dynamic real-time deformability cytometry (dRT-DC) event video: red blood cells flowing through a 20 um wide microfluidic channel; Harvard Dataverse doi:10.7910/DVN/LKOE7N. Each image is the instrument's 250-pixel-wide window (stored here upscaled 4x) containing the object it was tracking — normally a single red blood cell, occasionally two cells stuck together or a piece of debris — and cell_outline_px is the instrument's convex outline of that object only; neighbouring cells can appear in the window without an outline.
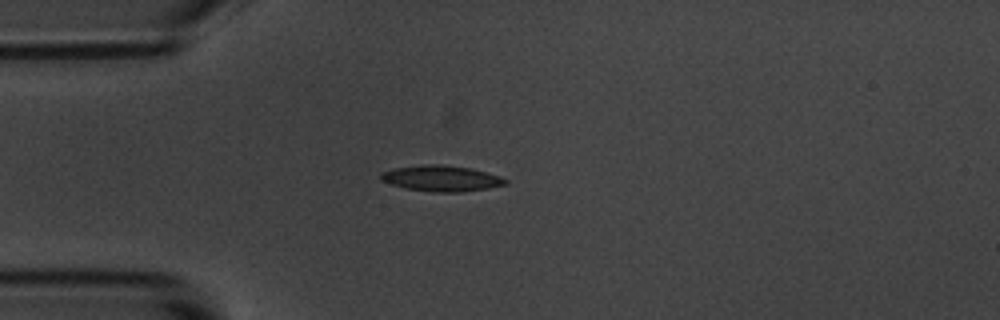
{"species": "common noctule bat (a hibernating species)", "species_latin": "Nyctalus noctula", "temperature_condition": "room temperature", "stored_images_in_passage": 6, "camera_frame_rate_fps": 3000, "um_per_image_px": 0.085, "animal": {"sex": "male", "body_mass_g": 20.1, "forearm_length_mm": 53.5}, "frame": {"image": 1, "passage_image": 4, "time_ms": 3.667, "image_size_px": [1000, 320], "cell_outline_px": [[508, 184], [488, 188], [460, 192], [432, 192], [404, 188], [380, 180], [380, 172], [396, 168], [420, 164], [440, 164], [468, 168], [500, 176], [508, 180]], "centroid_in_image_um": [37.49, 15.16], "position_along_channel_um": 47.5, "area_um2": 18.73}}